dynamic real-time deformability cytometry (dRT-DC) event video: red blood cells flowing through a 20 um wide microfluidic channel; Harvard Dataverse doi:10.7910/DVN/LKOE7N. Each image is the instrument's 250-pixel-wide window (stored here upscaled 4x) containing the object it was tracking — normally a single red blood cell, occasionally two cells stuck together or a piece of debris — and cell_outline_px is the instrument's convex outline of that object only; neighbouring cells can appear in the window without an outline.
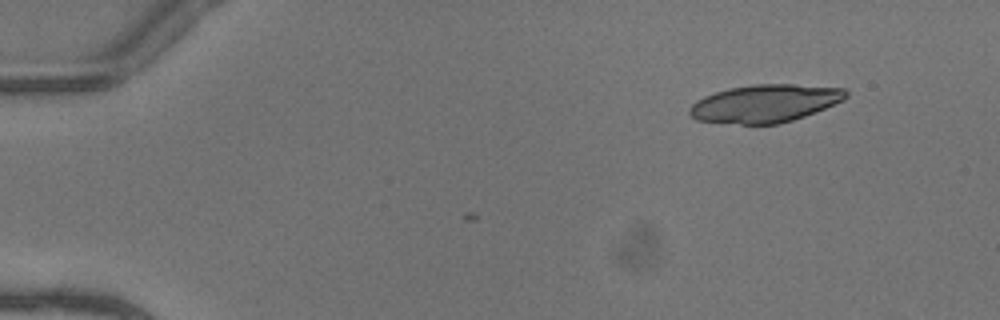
{"species": "common noctule bat (a hibernating species)", "species_latin": "Nyctalus noctula", "temperature_condition": "warm", "stored_images_in_passage": 6, "camera_frame_rate_fps": 3000, "um_per_image_px": 0.085, "animal": {"sex": "female"}, "frame": {"image": 1, "passage_image": 1, "time_ms": 0.0, "image_size_px": [1000, 320], "cell_outline_px": [[848, 96], [844, 100], [804, 116], [792, 120], [776, 124], [740, 124], [696, 120], [688, 112], [688, 108], [696, 100], [704, 96], [728, 88], [752, 84], [792, 84], [844, 88], [848, 92]], "centroid_in_image_um": [65.01, 8.78], "position_along_channel_um": 20.0, "area_um2": 34.39}}